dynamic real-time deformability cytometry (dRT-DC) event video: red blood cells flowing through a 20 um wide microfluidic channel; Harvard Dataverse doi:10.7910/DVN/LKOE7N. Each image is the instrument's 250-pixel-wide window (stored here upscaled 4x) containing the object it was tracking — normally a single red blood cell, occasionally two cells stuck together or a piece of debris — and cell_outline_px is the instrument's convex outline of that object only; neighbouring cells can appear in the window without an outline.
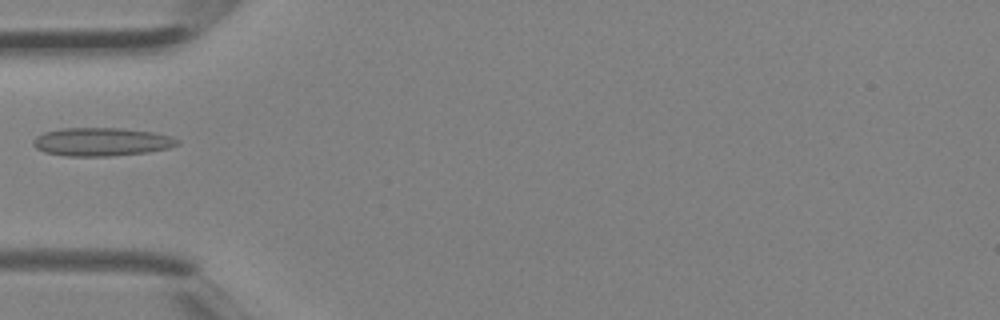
{"species": "Egyptian fruit bat (a non-hibernating species)", "species_latin": "Rousettus aegyptiacus", "temperature_condition": "room temperature", "stored_images_in_passage": 4, "camera_frame_rate_fps": 3000, "um_per_image_px": 0.085, "animal": {"sex": "female"}, "frame": {"image": 1, "passage_image": 4, "time_ms": 1.0, "image_size_px": [1000, 320], "cell_outline_px": [[180, 144], [168, 148], [148, 152], [112, 156], [64, 156], [44, 152], [36, 148], [32, 144], [32, 140], [36, 136], [44, 132], [60, 128], [124, 128], [152, 132], [172, 136], [180, 140]], "centroid_in_image_um": [8.62, 12.05], "position_along_channel_um": 76.4, "area_um2": 24.04}}